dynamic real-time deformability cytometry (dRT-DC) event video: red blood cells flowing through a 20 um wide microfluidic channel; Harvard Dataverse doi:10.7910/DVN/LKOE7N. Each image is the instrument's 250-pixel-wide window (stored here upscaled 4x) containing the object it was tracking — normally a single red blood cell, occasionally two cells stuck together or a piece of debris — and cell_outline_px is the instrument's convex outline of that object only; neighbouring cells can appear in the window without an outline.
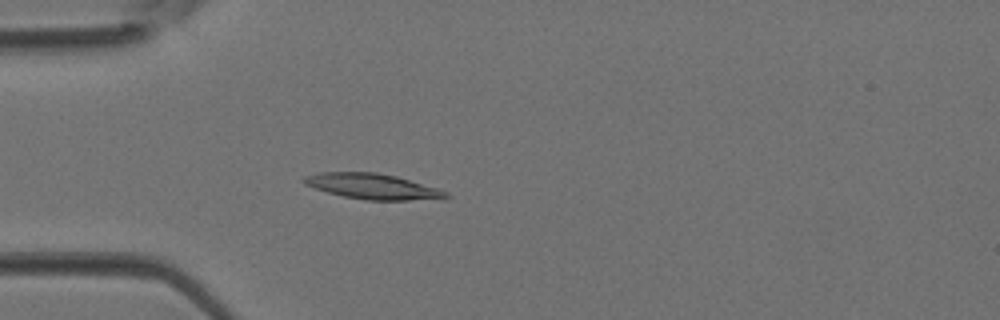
{"species": "Egyptian fruit bat (a non-hibernating species)", "species_latin": "Rousettus aegyptiacus", "temperature_condition": "room temperature", "stored_images_in_passage": 4, "camera_frame_rate_fps": 3000, "um_per_image_px": 0.085, "animal": {"sex": "female"}, "frame": {"image": 1, "passage_image": 4, "time_ms": 1.0, "image_size_px": [1000, 320], "cell_outline_px": [[452, 196], [444, 200], [364, 200], [344, 196], [328, 192], [304, 184], [300, 180], [304, 176], [320, 172], [376, 172], [396, 176], [436, 188], [448, 192]], "centroid_in_image_um": [31.72, 15.85], "position_along_channel_um": 53.3, "area_um2": 21.27}}